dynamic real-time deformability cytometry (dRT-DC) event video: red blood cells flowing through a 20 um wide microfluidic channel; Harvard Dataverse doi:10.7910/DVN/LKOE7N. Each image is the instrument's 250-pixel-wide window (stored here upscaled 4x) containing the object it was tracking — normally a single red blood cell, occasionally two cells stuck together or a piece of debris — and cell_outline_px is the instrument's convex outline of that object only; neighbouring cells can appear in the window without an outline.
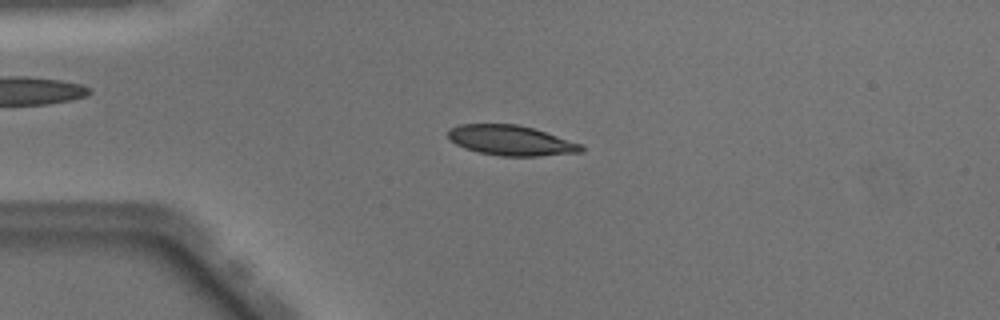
{"species": "Egyptian fruit bat (a non-hibernating species)", "species_latin": "Rousettus aegyptiacus", "temperature_condition": "warm", "stored_images_in_passage": 48, "camera_frame_rate_fps": 3000, "um_per_image_px": 0.085, "animal": {"sex": "male"}, "frame": {"image": 1, "passage_image": 11, "time_ms": 3.333, "image_size_px": [1000, 320], "cell_outline_px": [[584, 152], [540, 156], [500, 156], [480, 152], [464, 148], [456, 144], [448, 136], [448, 132], [452, 128], [460, 124], [516, 124], [532, 128], [580, 144], [584, 148]], "centroid_in_image_um": [43.43, 11.95], "position_along_channel_um": 41.6, "area_um2": 23.0}}
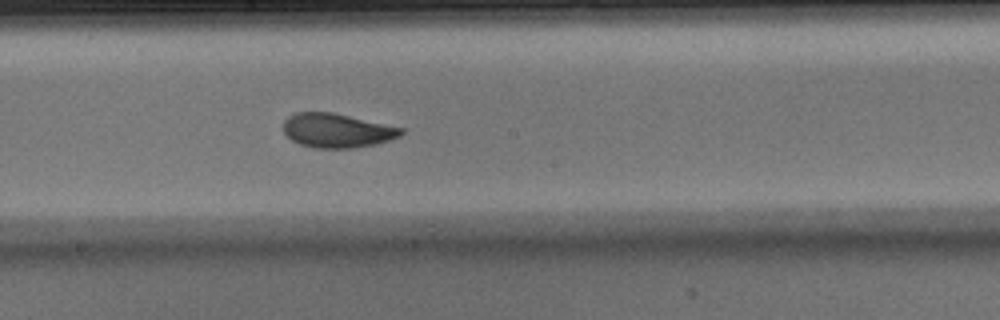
{"frame": {"image": 2, "passage_image": 26, "time_ms": 8.333, "image_size_px": [1000, 320], "cell_outline_px": [[404, 132], [400, 136], [376, 144], [352, 148], [312, 148], [300, 144], [292, 140], [284, 132], [284, 120], [288, 116], [296, 112], [332, 112], [404, 128]], "centroid_in_image_um": [28.64, 11.09], "position_along_channel_um": 219.6, "area_um2": 23.41}}
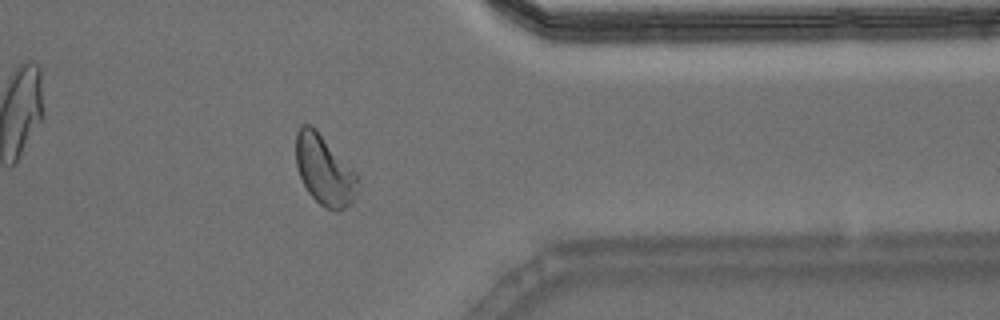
{"frame": {"image": 3, "passage_image": 39, "time_ms": 12.667, "image_size_px": [1000, 320], "cell_outline_px": [[356, 196], [340, 212], [336, 212], [324, 208], [308, 192], [300, 176], [296, 164], [296, 132], [304, 124], [312, 124], [316, 128], [356, 172]], "centroid_in_image_um": [27.55, 14.45], "position_along_channel_um": 383.8, "area_um2": 25.03}, "authors_computed_cell_mechanics": {"area_um2": 23.5246, "velocity_mm_per_s": 4.0552, "shape_relaxation_time_tau1_ms": 3.592, "shape_relaxation_time_tau2_ms": 1.0758, "deformation_change_tau1": 0.1353, "deformation_change_tau2": 0.0495}}